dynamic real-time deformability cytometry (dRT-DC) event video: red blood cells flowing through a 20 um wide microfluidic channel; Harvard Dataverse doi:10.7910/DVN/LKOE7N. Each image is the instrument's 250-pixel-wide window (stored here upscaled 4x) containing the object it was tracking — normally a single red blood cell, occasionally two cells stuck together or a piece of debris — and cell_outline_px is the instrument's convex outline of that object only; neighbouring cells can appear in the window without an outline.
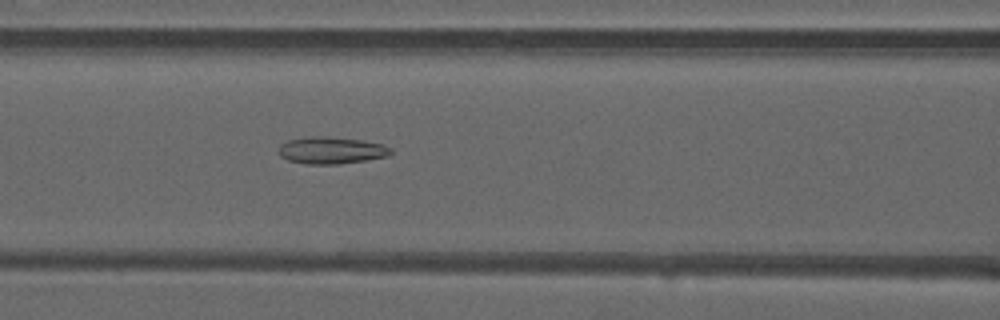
{"species": "common noctule bat (a hibernating species)", "species_latin": "Nyctalus noctula", "temperature_condition": "warm", "stored_images_in_passage": 42, "camera_frame_rate_fps": 3000, "um_per_image_px": 0.085, "animal": {"sex": "male", "forearm_length_mm": 52.5}, "frame": {"image": 1, "passage_image": 14, "time_ms": 4.333, "image_size_px": [1000, 320], "cell_outline_px": [[392, 152], [388, 156], [340, 164], [304, 164], [288, 160], [280, 156], [280, 144], [288, 140], [312, 136], [324, 136], [360, 140], [384, 144], [392, 148]], "centroid_in_image_um": [28.17, 12.78], "position_along_channel_um": 138.4, "area_um2": 17.57}}
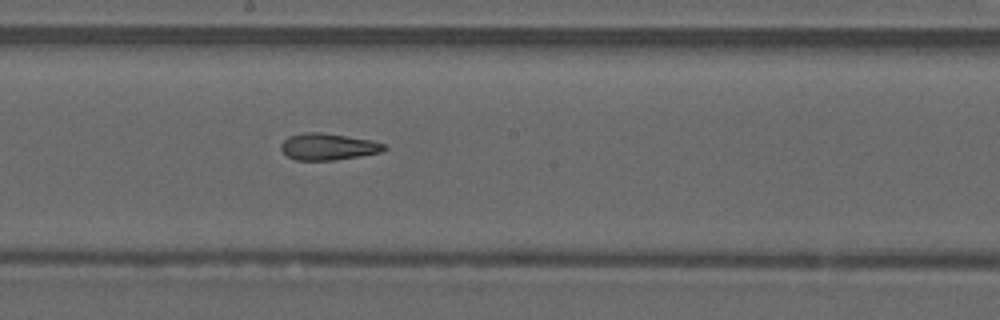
{"frame": {"image": 2, "passage_image": 20, "time_ms": 6.333, "image_size_px": [1000, 320], "cell_outline_px": [[388, 148], [384, 152], [336, 160], [296, 160], [288, 156], [280, 148], [280, 144], [288, 136], [304, 132], [320, 132], [372, 140], [384, 144]], "centroid_in_image_um": [27.91, 12.47], "position_along_channel_um": 220.3, "area_um2": 16.13}}
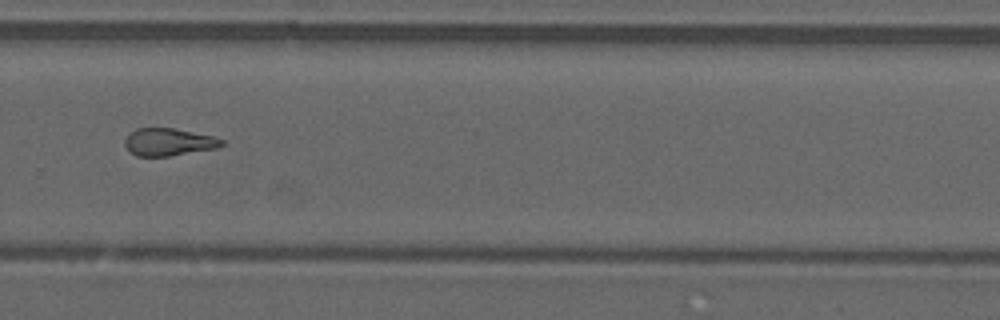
{"frame": {"image": 3, "passage_image": 27, "time_ms": 8.667, "image_size_px": [1000, 320], "cell_outline_px": [[224, 144], [220, 148], [168, 156], [136, 156], [128, 152], [124, 144], [124, 140], [136, 128], [172, 128], [212, 136], [224, 140]], "centroid_in_image_um": [14.33, 12.08], "position_along_channel_um": 315.5, "area_um2": 15.55}, "authors_computed_cell_mechanics": {"area_um2": 16.5308, "velocity_mm_per_s": 4.0904, "shape_relaxation_time_tau1_ms": null, "shape_relaxation_time_tau2_ms": 3.3547, "deformation_change_tau1": null, "deformation_change_tau2": 0.1395}}